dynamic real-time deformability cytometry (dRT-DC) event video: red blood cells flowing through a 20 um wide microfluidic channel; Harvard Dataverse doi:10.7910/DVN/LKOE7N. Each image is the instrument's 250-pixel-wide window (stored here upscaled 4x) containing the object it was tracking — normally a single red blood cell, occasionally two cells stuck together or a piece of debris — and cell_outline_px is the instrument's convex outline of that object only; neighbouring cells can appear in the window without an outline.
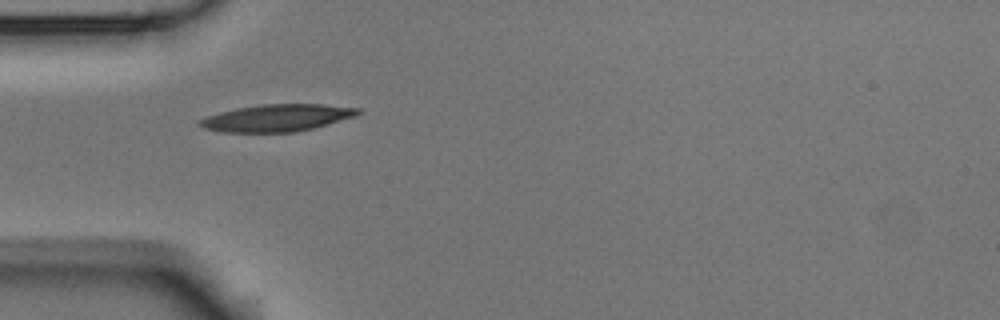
{"species": "Egyptian fruit bat (a non-hibernating species)", "species_latin": "Rousettus aegyptiacus", "temperature_condition": "room temperature", "stored_images_in_passage": 5, "camera_frame_rate_fps": 3000, "um_per_image_px": 0.085, "animal": {"sex": "male"}, "frame": {"image": 1, "passage_image": 1, "time_ms": 0.0, "image_size_px": [1000, 320], "cell_outline_px": [[364, 112], [356, 116], [328, 124], [296, 132], [220, 132], [204, 128], [196, 124], [196, 120], [220, 112], [236, 108], [260, 104], [324, 104], [360, 108]], "centroid_in_image_um": [23.54, 10.01], "position_along_channel_um": 61.5, "area_um2": 25.2}}
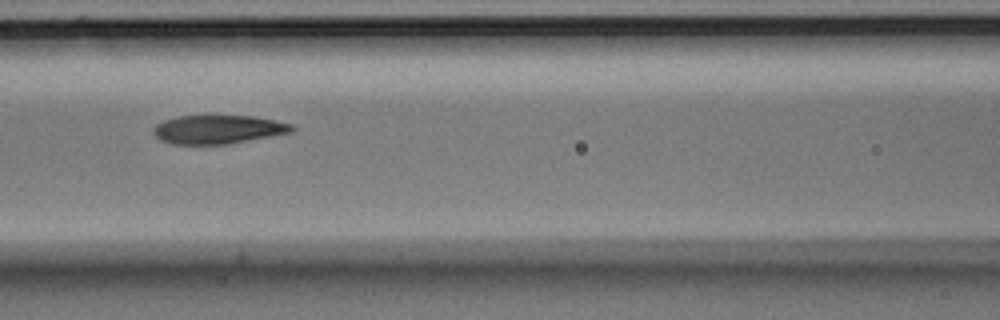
{"frame": {"image": 2, "passage_image": 3, "time_ms": 0.667, "image_size_px": [1000, 320], "cell_outline_px": [[296, 128], [292, 132], [228, 144], [172, 144], [160, 140], [152, 132], [152, 128], [156, 124], [164, 120], [180, 116], [252, 116], [292, 124]], "centroid_in_image_um": [18.51, 11.0], "position_along_channel_um": 148.1, "area_um2": 23.0}}
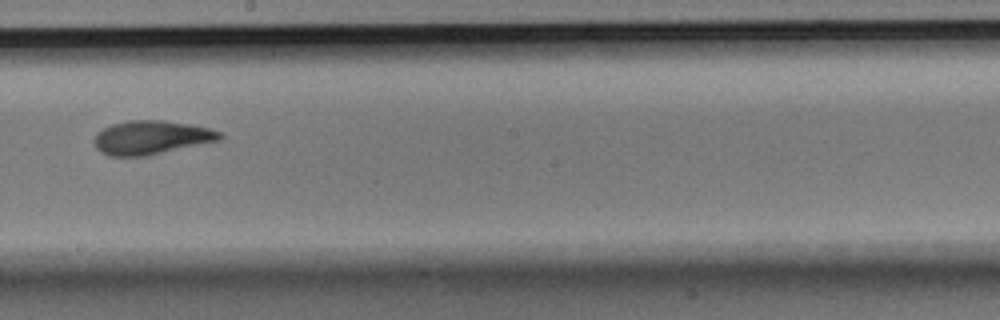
{"frame": {"image": 3, "passage_image": 5, "time_ms": 1.333, "image_size_px": [1000, 320], "cell_outline_px": [[224, 136], [220, 140], [148, 156], [108, 156], [100, 152], [96, 148], [92, 140], [96, 132], [112, 124], [128, 120], [160, 120], [188, 124], [208, 128], [224, 132]], "centroid_in_image_um": [12.84, 11.69], "position_along_channel_um": 235.4, "area_um2": 24.97}}